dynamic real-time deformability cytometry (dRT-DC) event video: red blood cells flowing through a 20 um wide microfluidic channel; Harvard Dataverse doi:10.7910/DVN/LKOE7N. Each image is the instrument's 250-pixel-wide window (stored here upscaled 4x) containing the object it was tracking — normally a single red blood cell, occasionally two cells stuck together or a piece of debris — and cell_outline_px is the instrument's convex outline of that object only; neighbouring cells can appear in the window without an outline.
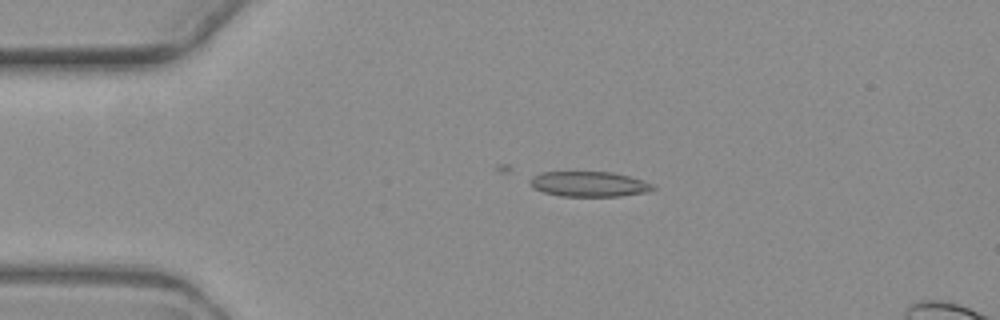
{"species": "common noctule bat (a hibernating species)", "species_latin": "Nyctalus noctula", "temperature_condition": "warm", "stored_images_in_passage": 3, "camera_frame_rate_fps": 3000, "um_per_image_px": 0.085, "animal": {"sex": "female", "body_mass_g": 19.3, "forearm_length_mm": 54.1}, "frame": {"image": 1, "passage_image": 1, "time_ms": 0.0, "image_size_px": [1000, 320], "cell_outline_px": [[656, 188], [648, 192], [620, 196], [560, 196], [544, 192], [532, 188], [528, 180], [532, 176], [540, 172], [612, 172], [644, 180], [652, 184]], "centroid_in_image_um": [50.05, 15.64], "position_along_channel_um": 35.0, "area_um2": 18.15}}